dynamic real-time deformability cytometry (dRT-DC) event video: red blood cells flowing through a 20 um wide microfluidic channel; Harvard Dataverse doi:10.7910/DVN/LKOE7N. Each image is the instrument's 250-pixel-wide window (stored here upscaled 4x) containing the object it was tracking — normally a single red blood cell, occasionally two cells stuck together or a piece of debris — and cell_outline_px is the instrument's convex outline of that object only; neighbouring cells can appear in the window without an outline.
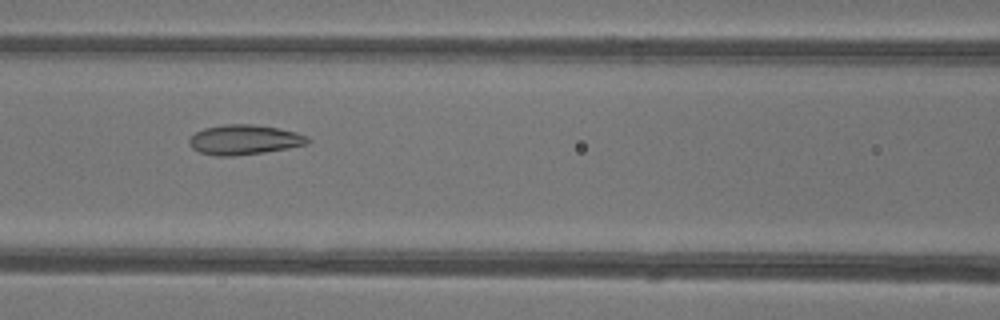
{"species": "common noctule bat (a hibernating species)", "species_latin": "Nyctalus noctula", "temperature_condition": "warm", "stored_images_in_passage": 47, "camera_frame_rate_fps": 3000, "um_per_image_px": 0.085, "animal": {"sex": "female"}, "frame": {"image": 1, "passage_image": 20, "time_ms": 6.333, "image_size_px": [1000, 320], "cell_outline_px": [[312, 140], [308, 144], [288, 148], [232, 156], [216, 156], [200, 152], [192, 148], [188, 144], [188, 140], [196, 132], [204, 128], [224, 124], [252, 124], [280, 128], [296, 132], [308, 136]], "centroid_in_image_um": [20.78, 11.86], "position_along_channel_um": 145.8, "area_um2": 20.63}}
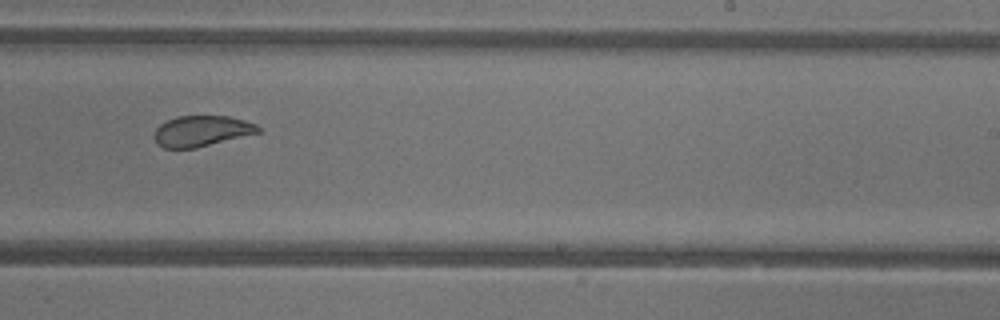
{"frame": {"image": 2, "passage_image": 29, "time_ms": 9.333, "image_size_px": [1000, 320], "cell_outline_px": [[264, 132], [196, 148], [164, 148], [156, 144], [156, 128], [160, 124], [176, 116], [228, 116], [244, 120], [256, 124]], "centroid_in_image_um": [17.2, 11.14], "position_along_channel_um": 271.8, "area_um2": 18.73}}
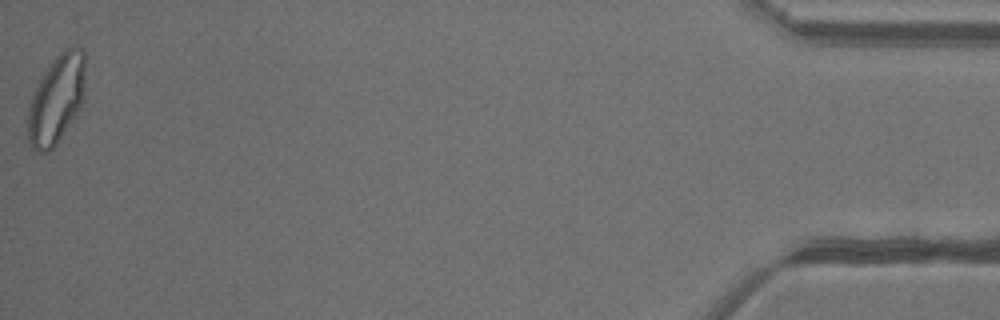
{"frame": {"image": 3, "passage_image": 47, "time_ms": 15.333, "image_size_px": [1000, 320], "cell_outline_px": [[84, 100], [80, 108], [56, 144], [48, 152], [36, 152], [32, 148], [28, 140], [28, 108], [32, 96], [44, 72], [52, 60], [64, 48], [76, 48], [84, 52]], "centroid_in_image_um": [4.79, 8.46], "position_along_channel_um": 430.4, "area_um2": 29.3}, "authors_computed_cell_mechanics": {"area_um2": 24.2182, "velocity_mm_per_s": 4.2216, "shape_relaxation_time_tau1_ms": 6.0722, "shape_relaxation_time_tau2_ms": 1.2072, "deformation_change_tau1": 0.1646, "deformation_change_tau2": 0.0628}}